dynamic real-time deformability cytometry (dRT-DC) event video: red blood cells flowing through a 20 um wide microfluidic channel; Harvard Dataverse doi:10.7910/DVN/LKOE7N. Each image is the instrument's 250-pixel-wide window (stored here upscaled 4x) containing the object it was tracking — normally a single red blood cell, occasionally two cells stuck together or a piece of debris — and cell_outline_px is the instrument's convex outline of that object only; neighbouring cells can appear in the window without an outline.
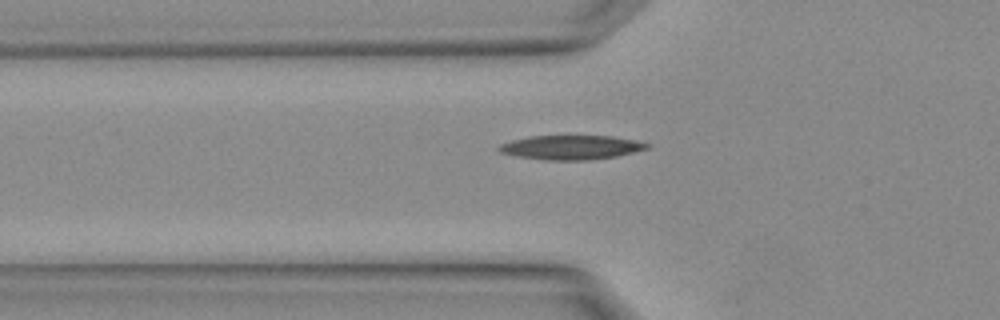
{"species": "Egyptian fruit bat (a non-hibernating species)", "species_latin": "Rousettus aegyptiacus", "temperature_condition": "warm", "stored_images_in_passage": 2, "camera_frame_rate_fps": 3000, "um_per_image_px": 0.085, "animal": {"sex": "female"}, "frame": {"image": 1, "passage_image": 2, "time_ms": 0.333, "image_size_px": [1000, 320], "cell_outline_px": [[652, 144], [648, 148], [616, 156], [584, 160], [544, 160], [516, 156], [500, 152], [496, 148], [500, 144], [512, 140], [528, 136], [612, 136], [636, 140]], "centroid_in_image_um": [48.52, 12.52], "position_along_channel_um": 77.3, "area_um2": 20.87}}